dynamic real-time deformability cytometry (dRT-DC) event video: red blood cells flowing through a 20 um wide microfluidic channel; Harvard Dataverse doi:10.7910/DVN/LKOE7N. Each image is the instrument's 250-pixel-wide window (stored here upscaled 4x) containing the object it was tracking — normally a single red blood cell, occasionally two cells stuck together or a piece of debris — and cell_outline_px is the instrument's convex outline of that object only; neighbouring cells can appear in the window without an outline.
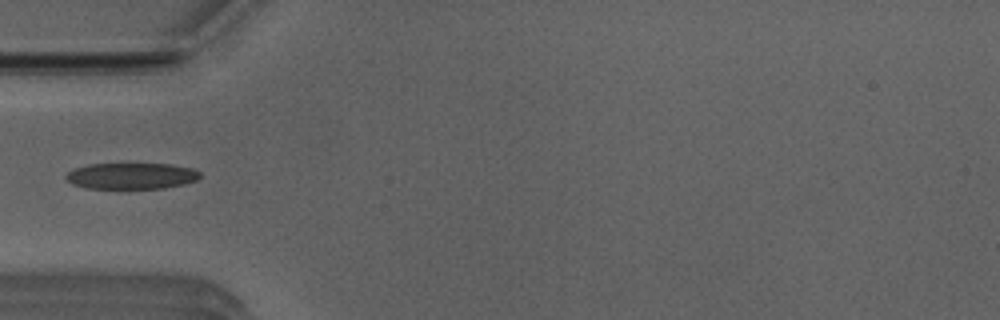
{"species": "Egyptian fruit bat (a non-hibernating species)", "species_latin": "Rousettus aegyptiacus", "temperature_condition": "room temperature", "stored_images_in_passage": 19, "camera_frame_rate_fps": 3000, "um_per_image_px": 0.085, "animal": {"sex": "male"}, "frame": {"image": 1, "passage_image": 1, "time_ms": 0.0, "image_size_px": [1000, 320], "cell_outline_px": [[200, 176], [196, 180], [184, 184], [164, 188], [84, 188], [72, 184], [64, 176], [68, 172], [76, 168], [88, 164], [168, 164], [192, 168], [200, 172]], "centroid_in_image_um": [11.16, 14.95], "position_along_channel_um": 73.8, "area_um2": 20.35}}
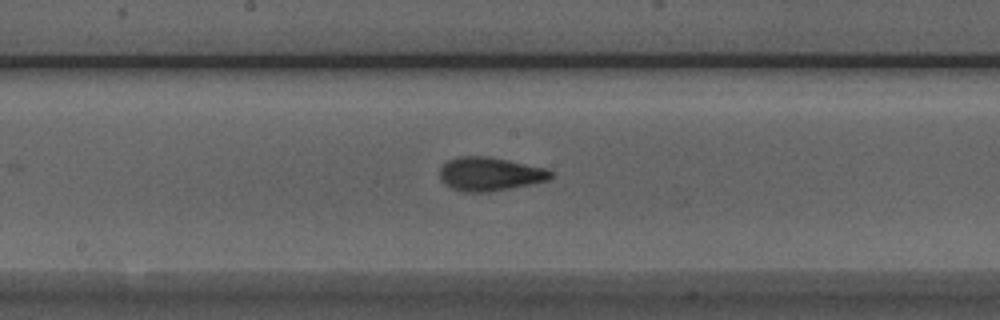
{"frame": {"image": 2, "passage_image": 11, "time_ms": 3.333, "image_size_px": [1000, 320], "cell_outline_px": [[552, 176], [548, 180], [532, 184], [488, 192], [464, 192], [452, 188], [444, 184], [440, 180], [440, 168], [448, 160], [456, 156], [488, 156], [548, 168], [552, 172]], "centroid_in_image_um": [41.63, 14.78], "position_along_channel_um": 206.6, "area_um2": 21.91}}
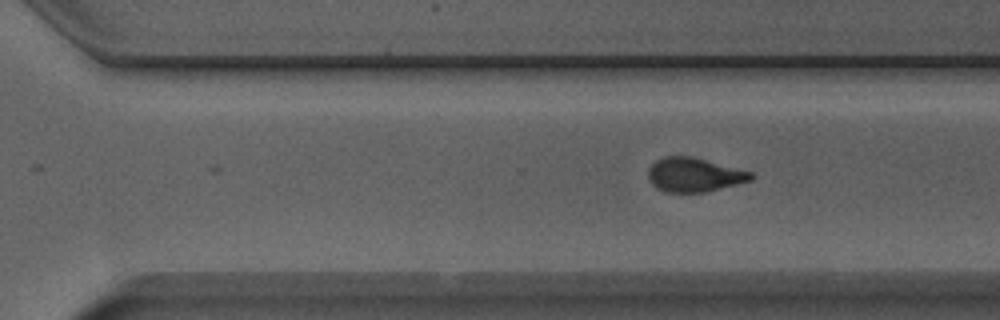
{"frame": {"image": 3, "passage_image": 19, "time_ms": 6.0, "image_size_px": [1000, 320], "cell_outline_px": [[756, 176], [752, 180], [704, 192], [664, 192], [656, 188], [648, 180], [648, 168], [656, 160], [664, 156], [692, 156], [752, 172]], "centroid_in_image_um": [58.98, 14.85], "position_along_channel_um": 311.6, "area_um2": 20.46}}